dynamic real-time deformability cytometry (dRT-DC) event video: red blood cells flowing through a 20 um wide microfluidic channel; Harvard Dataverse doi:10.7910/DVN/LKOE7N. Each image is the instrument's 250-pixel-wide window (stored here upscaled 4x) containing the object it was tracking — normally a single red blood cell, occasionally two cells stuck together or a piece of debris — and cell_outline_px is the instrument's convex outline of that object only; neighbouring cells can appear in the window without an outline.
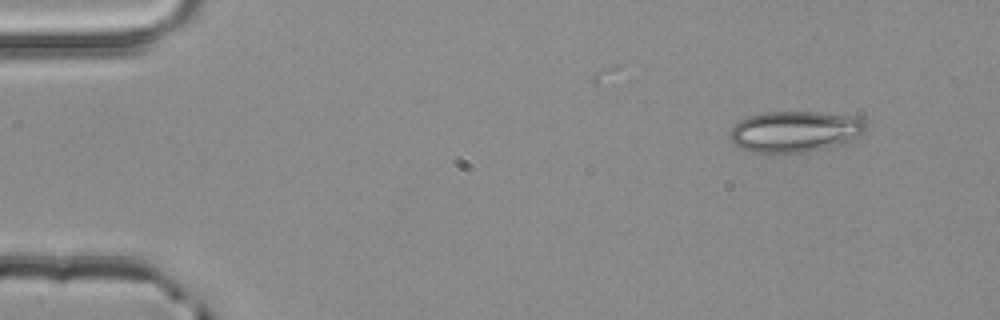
{"species": "common noctule bat (a hibernating species)", "species_latin": "Nyctalus noctula", "temperature_condition": "room temperature", "stored_images_in_passage": 5, "segment_of_instrument_passage": [1, 2], "camera_frame_rate_fps": 3000, "um_per_image_px": 0.085, "animal": {"sex": "male", "body_mass_g": 20.4}, "frame": {"image": 1, "passage_image": 2, "time_ms": 0.333, "image_size_px": [1000, 320], "cell_outline_px": [[868, 128], [864, 132], [852, 140], [844, 144], [804, 152], [752, 152], [736, 144], [728, 136], [728, 132], [740, 120], [748, 116], [764, 112], [820, 112], [860, 116], [868, 124]], "centroid_in_image_um": [67.64, 11.16], "position_along_channel_um": 17.4, "area_um2": 32.71}}